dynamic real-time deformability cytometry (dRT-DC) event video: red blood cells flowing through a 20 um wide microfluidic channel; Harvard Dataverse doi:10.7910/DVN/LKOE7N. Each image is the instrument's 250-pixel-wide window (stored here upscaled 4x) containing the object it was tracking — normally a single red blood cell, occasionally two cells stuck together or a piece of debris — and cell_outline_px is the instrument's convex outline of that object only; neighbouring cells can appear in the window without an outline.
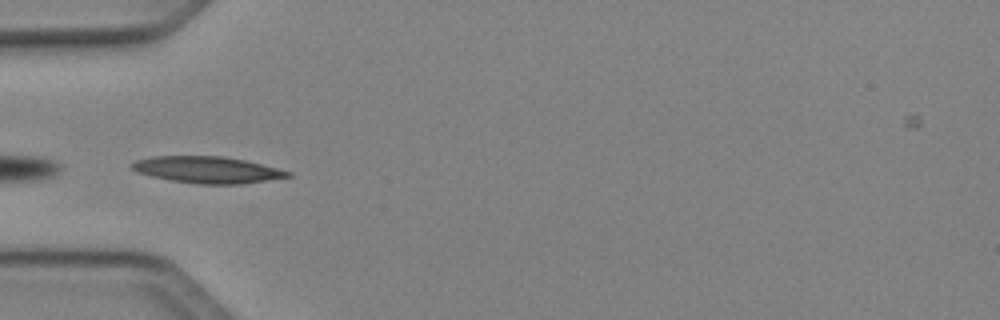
{"species": "Egyptian fruit bat (a non-hibernating species)", "species_latin": "Rousettus aegyptiacus", "temperature_condition": "cold", "stored_images_in_passage": 36, "camera_frame_rate_fps": 3000, "um_per_image_px": 0.085, "animal": {"sex": "female"}, "frame": {"image": 1, "passage_image": 1, "time_ms": 0.0, "image_size_px": [1000, 320], "cell_outline_px": [[292, 176], [240, 184], [200, 184], [172, 180], [152, 176], [140, 172], [132, 168], [132, 164], [136, 160], [152, 156], [224, 156], [244, 160], [292, 172]], "centroid_in_image_um": [17.64, 14.42], "position_along_channel_um": 67.4, "area_um2": 23.76}}
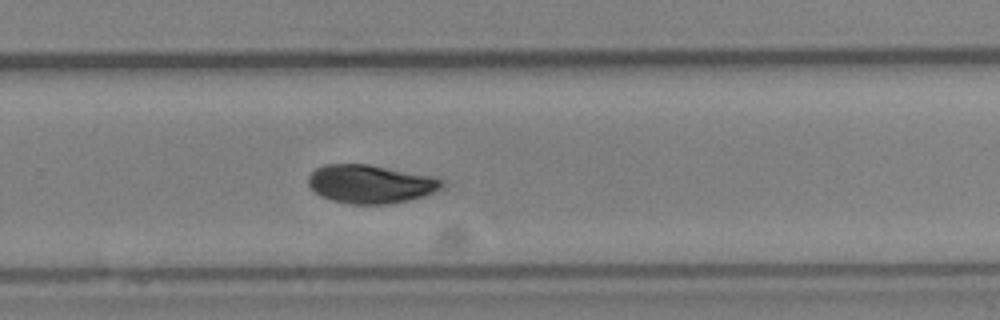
{"frame": {"image": 2, "passage_image": 18, "time_ms": 5.667, "image_size_px": [1000, 320], "cell_outline_px": [[448, 184], [444, 188], [436, 192], [424, 196], [408, 200], [388, 204], [352, 204], [332, 200], [320, 196], [308, 184], [308, 176], [316, 168], [324, 164], [368, 164], [436, 176], [444, 180]], "centroid_in_image_um": [31.57, 15.63], "position_along_channel_um": 298.2, "area_um2": 30.4}}
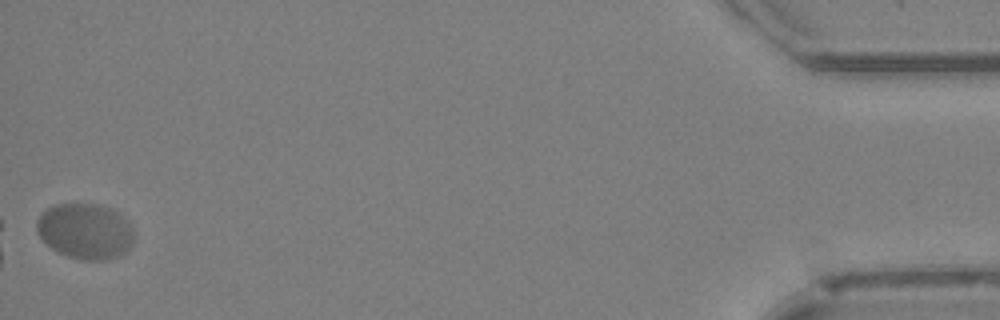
{"frame": {"image": 3, "passage_image": 36, "time_ms": 11.667, "image_size_px": [1000, 320], "cell_outline_px": [[136, 232], [132, 244], [124, 252], [108, 260], [84, 260], [68, 256], [52, 248], [36, 232], [36, 220], [48, 208], [56, 204], [96, 204], [108, 208], [116, 212], [128, 220]], "centroid_in_image_um": [7.27, 19.65], "position_along_channel_um": 427.9, "area_um2": 31.39}}